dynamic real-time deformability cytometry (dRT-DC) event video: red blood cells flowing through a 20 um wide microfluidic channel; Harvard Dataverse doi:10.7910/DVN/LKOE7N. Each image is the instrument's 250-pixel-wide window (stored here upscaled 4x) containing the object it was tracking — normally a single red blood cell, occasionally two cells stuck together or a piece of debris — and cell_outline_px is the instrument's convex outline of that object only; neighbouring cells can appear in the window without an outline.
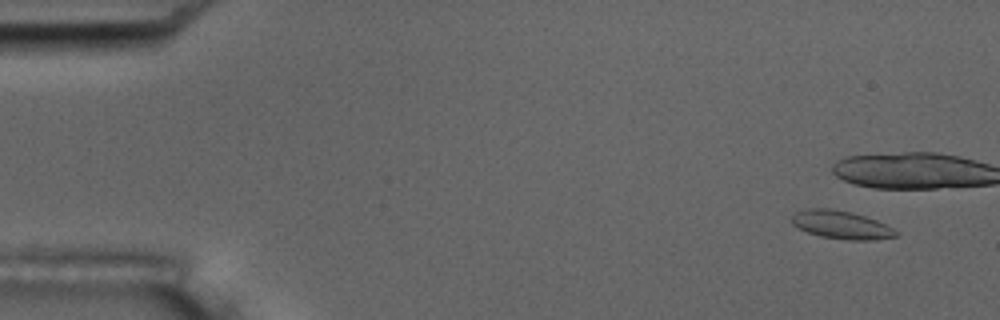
{"species": "common noctule bat (a hibernating species)", "species_latin": "Nyctalus noctula", "temperature_condition": "room temperature", "stored_images_in_passage": 9, "camera_frame_rate_fps": 3000, "um_per_image_px": 0.085, "animal": {"sex": "male", "body_mass_g": 17.5, "forearm_length_mm": 52.3}, "frame": {"image": 1, "passage_image": 1, "time_ms": 0.0, "image_size_px": [1000, 320], "cell_outline_px": [[900, 232], [896, 236], [876, 240], [848, 240], [820, 236], [808, 232], [792, 224], [792, 212], [804, 208], [832, 208], [852, 212], [876, 220]], "centroid_in_image_um": [71.48, 19.09], "position_along_channel_um": 13.5, "area_um2": 17.22}}